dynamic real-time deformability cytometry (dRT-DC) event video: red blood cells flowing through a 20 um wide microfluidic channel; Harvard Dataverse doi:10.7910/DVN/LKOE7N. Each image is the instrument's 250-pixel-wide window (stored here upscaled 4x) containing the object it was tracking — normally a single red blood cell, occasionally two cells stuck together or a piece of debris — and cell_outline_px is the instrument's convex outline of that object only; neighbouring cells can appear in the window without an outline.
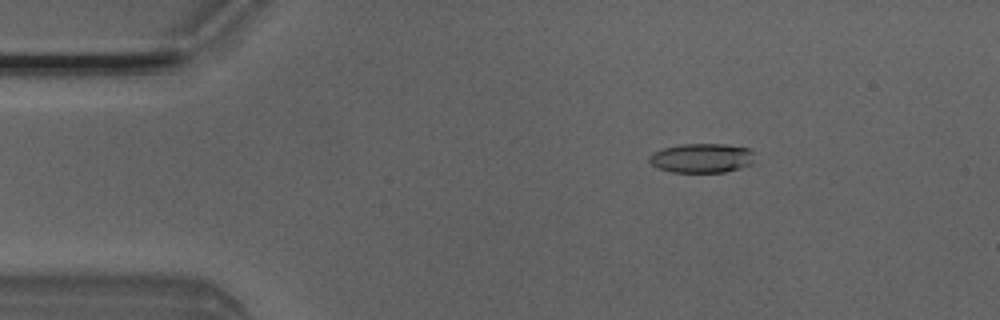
{"species": "Egyptian fruit bat (a non-hibernating species)", "species_latin": "Rousettus aegyptiacus", "temperature_condition": "room temperature", "stored_images_in_passage": 7, "camera_frame_rate_fps": 3000, "um_per_image_px": 0.085, "animal": {"sex": "male"}, "frame": {"image": 1, "passage_image": 3, "time_ms": 0.667, "image_size_px": [1000, 320], "cell_outline_px": [[752, 164], [740, 168], [724, 172], [672, 172], [660, 168], [652, 164], [648, 160], [648, 156], [652, 152], [664, 148], [684, 144], [724, 144], [748, 148], [752, 152]], "centroid_in_image_um": [59.63, 13.43], "position_along_channel_um": 25.4, "area_um2": 17.86}}